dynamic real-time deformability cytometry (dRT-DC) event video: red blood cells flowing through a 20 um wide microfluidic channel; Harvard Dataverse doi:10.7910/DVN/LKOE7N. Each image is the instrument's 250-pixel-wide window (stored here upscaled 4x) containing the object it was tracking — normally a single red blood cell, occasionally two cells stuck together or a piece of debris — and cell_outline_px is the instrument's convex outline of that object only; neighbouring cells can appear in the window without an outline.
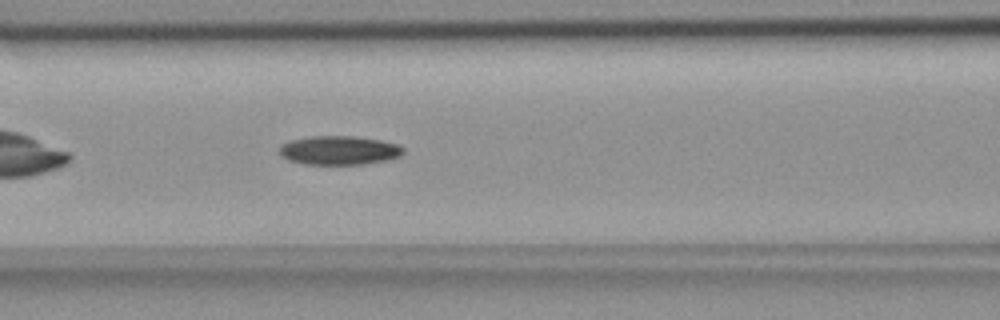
{"species": "common noctule bat (a hibernating species)", "species_latin": "Nyctalus noctula", "temperature_condition": "room temperature", "stored_images_in_passage": 42, "camera_frame_rate_fps": 3000, "um_per_image_px": 0.085, "animal": {"sex": "female", "body_mass_g": 18.4}, "frame": {"image": 1, "passage_image": 9, "time_ms": 2.667, "image_size_px": [1000, 320], "cell_outline_px": [[404, 152], [400, 156], [388, 160], [364, 164], [304, 164], [288, 160], [280, 156], [280, 144], [292, 140], [312, 136], [352, 136], [380, 140], [396, 144], [404, 148]], "centroid_in_image_um": [28.82, 12.78], "position_along_channel_um": 137.8, "area_um2": 20.87}}
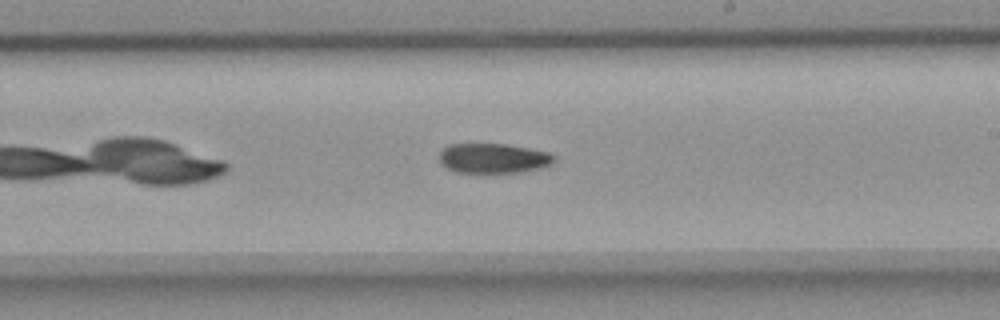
{"frame": {"image": 2, "passage_image": 18, "time_ms": 5.667, "image_size_px": [1000, 320], "cell_outline_px": [[556, 160], [552, 164], [540, 168], [520, 172], [456, 172], [440, 164], [440, 152], [448, 144], [504, 144], [528, 148], [548, 152], [556, 156]], "centroid_in_image_um": [41.95, 13.45], "position_along_channel_um": 247.1, "area_um2": 19.88}}
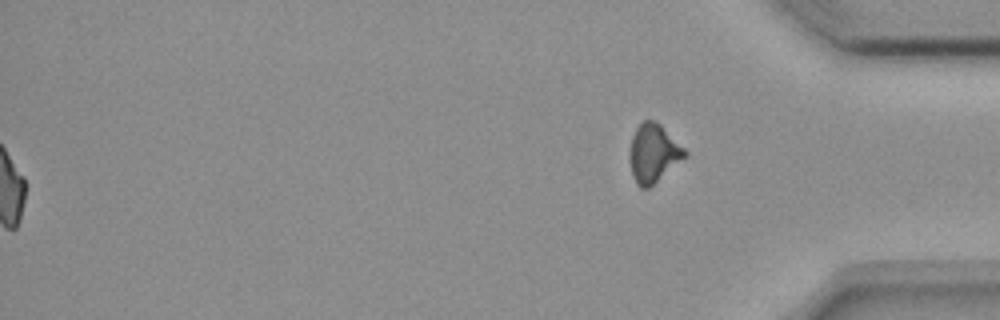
{"frame": {"image": 3, "passage_image": 42, "time_ms": 13.667, "image_size_px": [1000, 320], "cell_outline_px": [[688, 156], [648, 188], [640, 188], [636, 184], [632, 176], [628, 152], [632, 136], [636, 128], [644, 120], [652, 120], [660, 124], [688, 152]], "centroid_in_image_um": [55.53, 13.04], "position_along_channel_um": 379.7, "area_um2": 18.84}, "authors_computed_cell_mechanics": {"area_um2": 20.5768, "velocity_mm_per_s": 3.6671, "shape_relaxation_time_tau1_ms": 11.0044, "shape_relaxation_time_tau2_ms": 9.4539, "deformation_change_tau1": 0.2035, "deformation_change_tau2": 0.16}}